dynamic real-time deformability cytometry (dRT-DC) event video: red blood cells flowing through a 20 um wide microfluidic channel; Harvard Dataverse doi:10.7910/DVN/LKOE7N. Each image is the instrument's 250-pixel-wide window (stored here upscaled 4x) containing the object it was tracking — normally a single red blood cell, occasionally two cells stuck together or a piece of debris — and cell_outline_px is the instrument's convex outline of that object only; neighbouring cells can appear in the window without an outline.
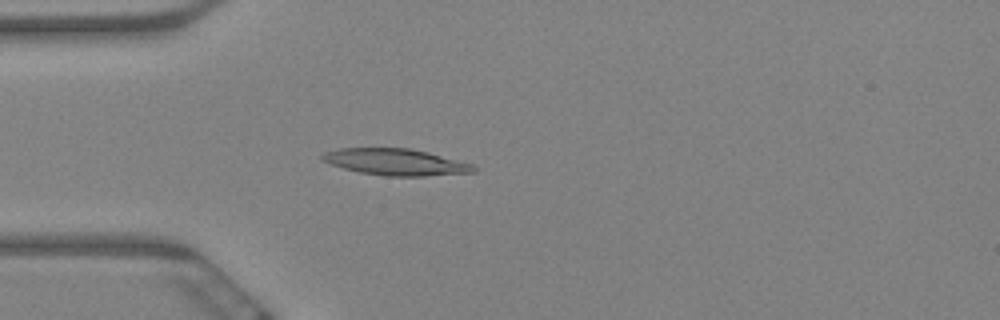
{"species": "Egyptian fruit bat (a non-hibernating species)", "species_latin": "Rousettus aegyptiacus", "temperature_condition": "warm", "stored_images_in_passage": 61, "camera_frame_rate_fps": 3000, "um_per_image_px": 0.085, "animal": {"sex": "female"}, "frame": {"image": 1, "passage_image": 17, "time_ms": 5.333, "image_size_px": [1000, 320], "cell_outline_px": [[476, 172], [424, 176], [384, 176], [360, 172], [344, 168], [320, 160], [320, 156], [324, 152], [340, 148], [408, 148], [428, 152], [472, 164], [476, 168]], "centroid_in_image_um": [33.61, 13.77], "position_along_channel_um": 51.4, "area_um2": 23.29}}
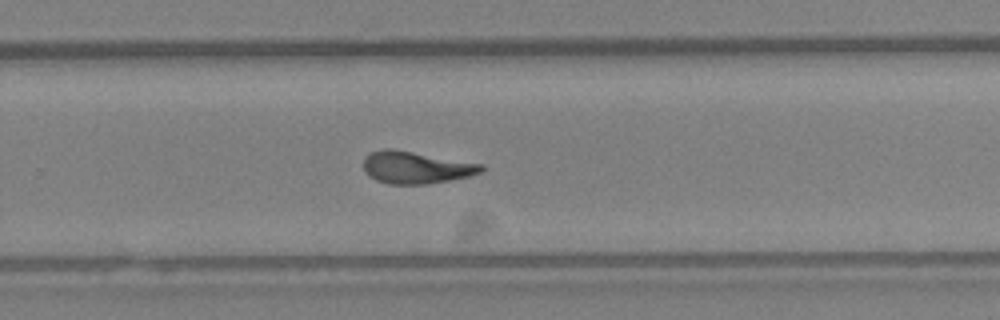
{"frame": {"image": 2, "passage_image": 40, "time_ms": 13.0, "image_size_px": [1000, 320], "cell_outline_px": [[484, 168], [480, 172], [468, 176], [428, 184], [388, 184], [376, 180], [368, 176], [364, 172], [364, 156], [372, 152], [384, 148], [392, 148], [484, 164]], "centroid_in_image_um": [35.32, 14.23], "position_along_channel_um": 294.5, "area_um2": 22.14}}
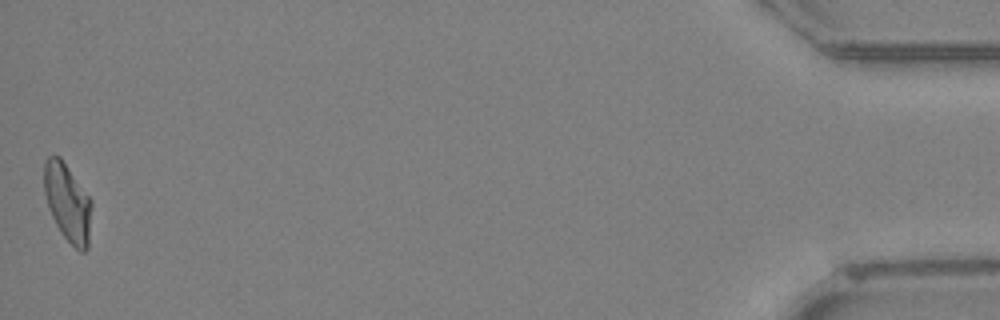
{"frame": {"image": 3, "passage_image": 61, "time_ms": 20.0, "image_size_px": [1000, 320], "cell_outline_px": [[92, 204], [88, 248], [84, 252], [80, 252], [60, 232], [48, 208], [44, 192], [44, 160], [48, 156], [60, 156], [92, 200]], "centroid_in_image_um": [5.75, 17.21], "position_along_channel_um": 429.5, "area_um2": 21.62}, "authors_computed_cell_mechanics": {"area_um2": 22.0796, "velocity_mm_per_s": 3.2982, "shape_relaxation_time_tau1_ms": 8.7397, "shape_relaxation_time_tau2_ms": 2.9858, "deformation_change_tau1": 0.247, "deformation_change_tau2": 0.1071}}